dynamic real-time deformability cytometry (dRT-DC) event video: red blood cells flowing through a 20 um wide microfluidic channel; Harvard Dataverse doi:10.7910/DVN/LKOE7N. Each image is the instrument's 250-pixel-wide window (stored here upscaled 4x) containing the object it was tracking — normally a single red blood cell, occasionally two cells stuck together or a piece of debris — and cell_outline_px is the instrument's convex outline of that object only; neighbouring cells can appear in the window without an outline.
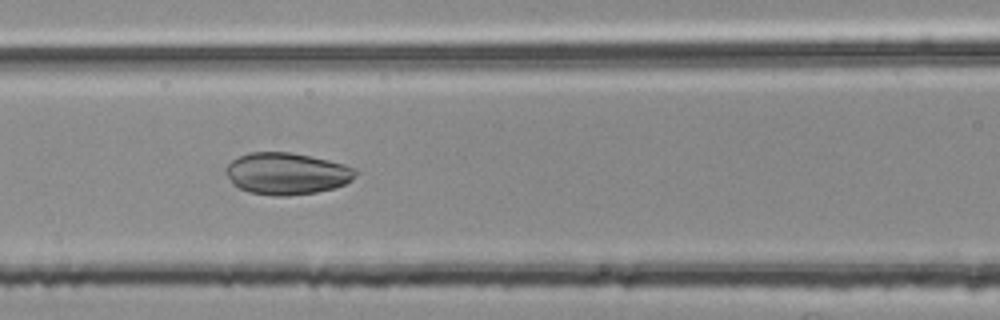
{"species": "common noctule bat (a hibernating species)", "species_latin": "Nyctalus noctula", "temperature_condition": "room temperature", "stored_images_in_passage": 40, "camera_frame_rate_fps": 3000, "um_per_image_px": 0.085, "animal": {"sex": "female", "body_mass_g": 25.1}, "frame": {"image": 1, "passage_image": 19, "time_ms": 6.0, "image_size_px": [1000, 320], "cell_outline_px": [[356, 172], [352, 180], [344, 184], [332, 188], [316, 192], [288, 196], [276, 196], [248, 192], [232, 184], [224, 172], [224, 168], [232, 160], [248, 152], [288, 152], [328, 160], [344, 164], [356, 168]], "centroid_in_image_um": [24.33, 14.75], "position_along_channel_um": 142.3, "area_um2": 31.56}}
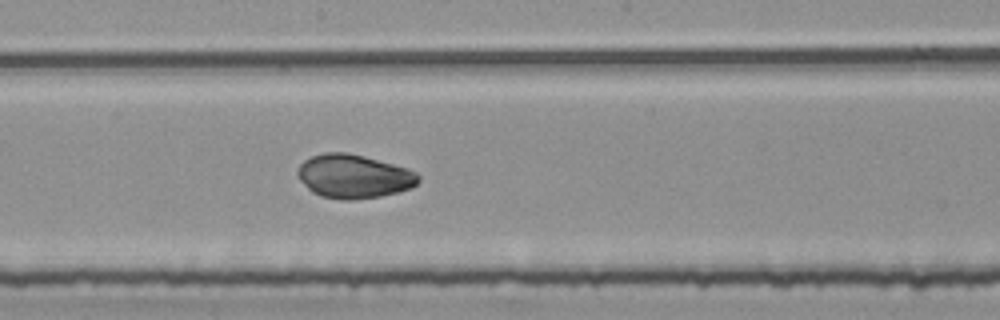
{"frame": {"image": 2, "passage_image": 25, "time_ms": 8.0, "image_size_px": [1000, 320], "cell_outline_px": [[420, 180], [412, 188], [380, 196], [352, 200], [344, 200], [320, 196], [312, 192], [296, 176], [296, 172], [300, 164], [304, 160], [312, 156], [324, 152], [348, 152], [364, 156], [408, 168], [416, 172], [420, 176]], "centroid_in_image_um": [30.06, 14.98], "position_along_channel_um": 218.1, "area_um2": 30.92}}
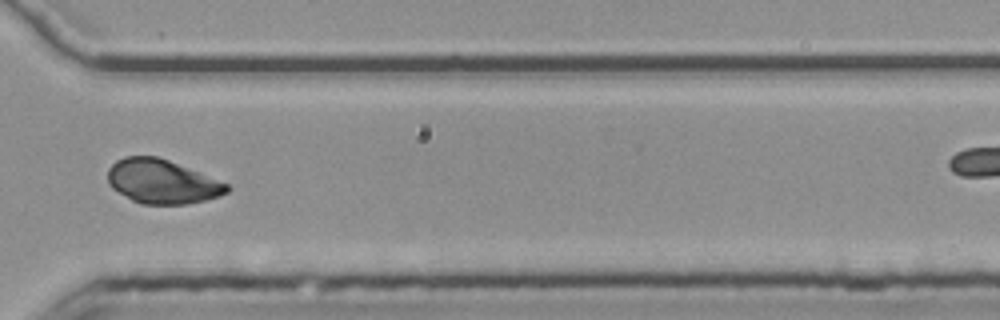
{"frame": {"image": 3, "passage_image": 36, "time_ms": 11.667, "image_size_px": [1000, 320], "cell_outline_px": [[232, 188], [228, 192], [220, 196], [204, 200], [184, 204], [140, 204], [132, 200], [112, 188], [108, 184], [108, 168], [116, 160], [124, 156], [156, 156], [168, 160], [228, 184]], "centroid_in_image_um": [13.75, 15.43], "position_along_channel_um": 356.8, "area_um2": 30.4}}